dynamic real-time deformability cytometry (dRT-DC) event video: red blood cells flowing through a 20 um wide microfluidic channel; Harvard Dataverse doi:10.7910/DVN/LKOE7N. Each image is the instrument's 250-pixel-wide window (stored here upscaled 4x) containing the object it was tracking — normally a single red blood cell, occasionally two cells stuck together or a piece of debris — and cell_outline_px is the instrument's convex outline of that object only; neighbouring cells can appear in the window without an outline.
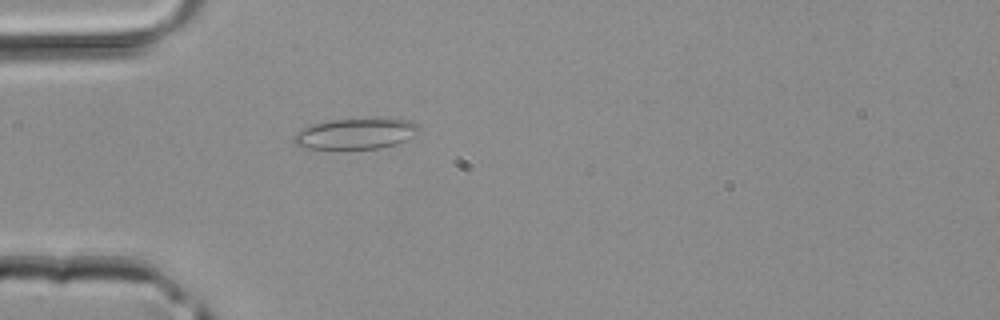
{"species": "common noctule bat (a hibernating species)", "species_latin": "Nyctalus noctula", "temperature_condition": "room temperature", "stored_images_in_passage": 35, "camera_frame_rate_fps": 3000, "um_per_image_px": 0.085, "animal": {"sex": "male", "body_mass_g": 20.4}, "frame": {"image": 1, "passage_image": 4, "time_ms": 1.0, "image_size_px": [1000, 320], "cell_outline_px": [[420, 132], [396, 144], [376, 148], [300, 148], [292, 140], [292, 136], [296, 132], [304, 128], [316, 124], [332, 120], [388, 116], [408, 120], [416, 124], [420, 128]], "centroid_in_image_um": [30.28, 11.32], "position_along_channel_um": 54.7, "area_um2": 22.72}}
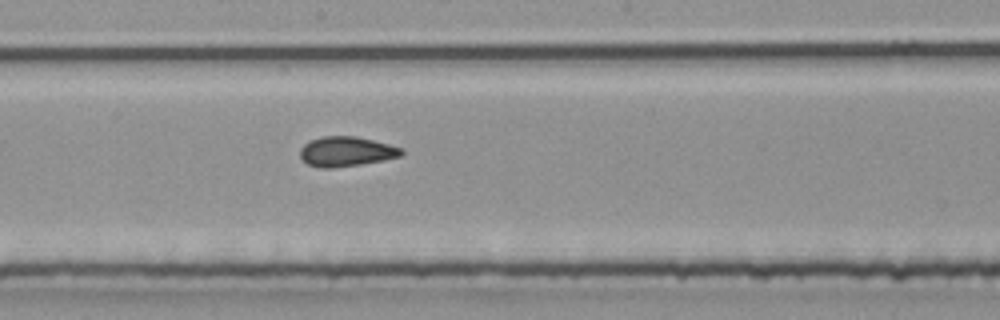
{"frame": {"image": 2, "passage_image": 15, "time_ms": 4.667, "image_size_px": [1000, 320], "cell_outline_px": [[404, 152], [400, 156], [384, 160], [360, 164], [328, 168], [320, 168], [308, 164], [300, 156], [300, 148], [304, 144], [312, 140], [324, 136], [356, 136], [404, 148]], "centroid_in_image_um": [29.45, 12.87], "position_along_channel_um": 218.8, "area_um2": 17.46}}
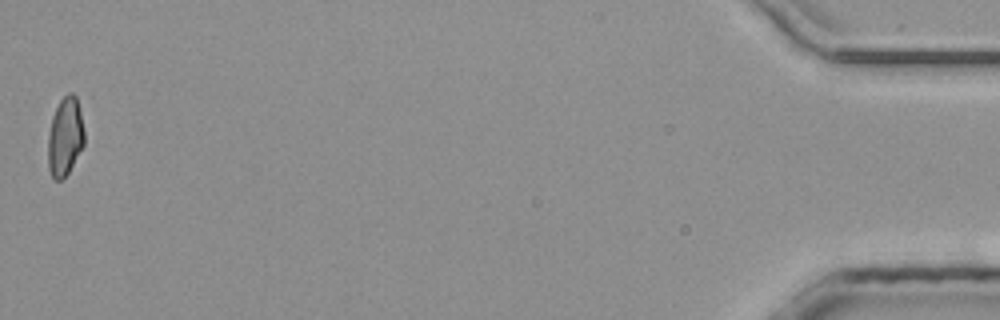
{"frame": {"image": 3, "passage_image": 35, "time_ms": 11.333, "image_size_px": [1000, 320], "cell_outline_px": [[84, 144], [68, 172], [60, 180], [52, 180], [48, 168], [48, 136], [52, 116], [60, 100], [68, 92], [72, 92], [76, 96], [80, 112], [84, 132]], "centroid_in_image_um": [5.51, 11.62], "position_along_channel_um": 429.7, "area_um2": 16.53}}